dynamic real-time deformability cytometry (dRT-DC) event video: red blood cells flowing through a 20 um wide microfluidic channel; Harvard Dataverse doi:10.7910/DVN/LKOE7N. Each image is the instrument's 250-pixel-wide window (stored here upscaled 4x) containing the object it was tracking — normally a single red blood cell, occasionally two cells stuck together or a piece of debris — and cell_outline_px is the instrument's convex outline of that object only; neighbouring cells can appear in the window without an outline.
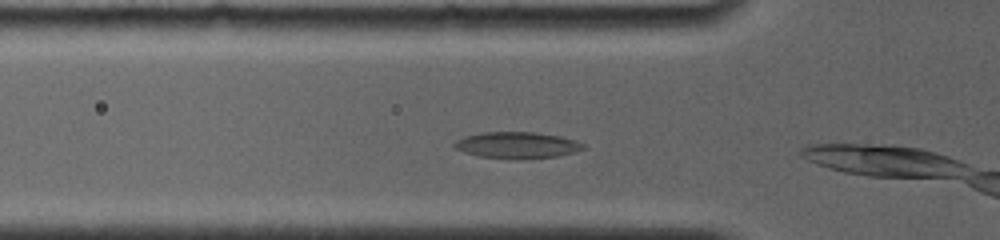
{"species": "common noctule bat (a hibernating species)", "species_latin": "Nyctalus noctula", "temperature_condition": "room temperature", "stored_images_in_passage": 5, "camera_frame_rate_fps": 4000, "um_per_image_px": 0.085, "animal": {"sex": "female", "body_mass_g": 19.0, "forearm_length_mm": 56.7}, "frame": {"image": 1, "passage_image": 2, "time_ms": 0.25, "image_size_px": [1000, 240], "cell_outline_px": [[584, 148], [576, 152], [560, 156], [524, 160], [512, 160], [476, 156], [464, 152], [456, 148], [452, 144], [456, 140], [464, 136], [480, 132], [536, 132], [560, 136], [576, 140], [584, 144]], "centroid_in_image_um": [43.95, 12.36], "position_along_channel_um": 81.9, "area_um2": 20.4}}